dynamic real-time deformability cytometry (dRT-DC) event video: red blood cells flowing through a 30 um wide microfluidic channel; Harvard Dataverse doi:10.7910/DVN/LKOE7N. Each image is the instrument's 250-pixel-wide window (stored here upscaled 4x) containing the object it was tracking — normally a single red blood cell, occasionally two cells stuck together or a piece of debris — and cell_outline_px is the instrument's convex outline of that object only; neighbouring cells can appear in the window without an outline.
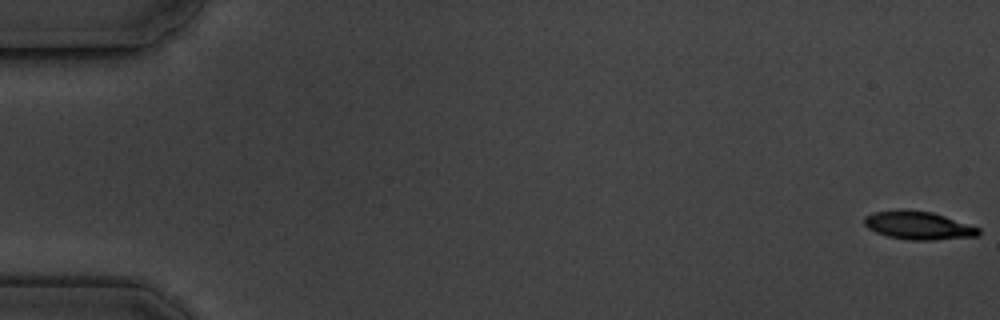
{"species": "common noctule bat (a hibernating species)", "species_latin": "Nyctalus noctula", "temperature_condition": "cold", "stored_images_in_passage": 5, "camera_frame_rate_fps": 3000, "um_per_image_px": 0.085, "animal": {"sex": "male", "body_mass_g": 19.5, "forearm_length_mm": 54.6}, "frame": {"image": 1, "passage_image": 1, "time_ms": 0.0, "image_size_px": [1000, 320], "cell_outline_px": [[980, 236], [932, 240], [908, 240], [888, 236], [876, 232], [868, 228], [864, 224], [864, 216], [872, 212], [900, 208], [932, 212], [980, 228]], "centroid_in_image_um": [78.03, 19.15], "position_along_channel_um": 7.0, "area_um2": 18.96}}
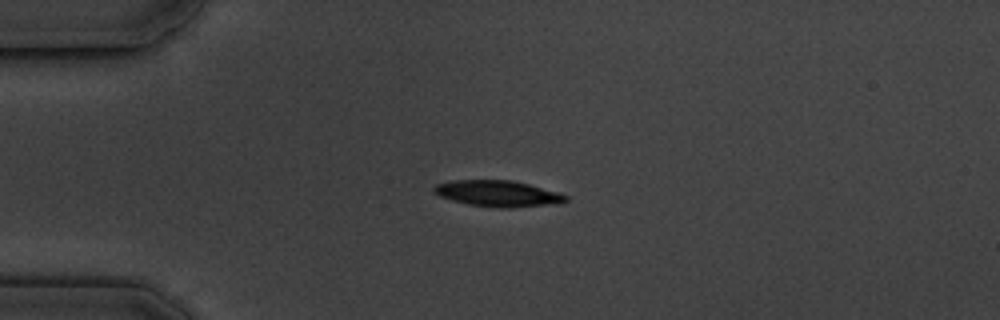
{"frame": {"image": 2, "passage_image": 5, "time_ms": 4.667, "image_size_px": [1000, 320], "cell_outline_px": [[568, 200], [560, 204], [512, 208], [500, 208], [468, 204], [452, 200], [440, 196], [432, 192], [432, 188], [436, 184], [452, 180], [512, 180], [528, 184], [556, 192], [568, 196]], "centroid_in_image_um": [42.32, 16.46], "position_along_channel_um": 42.7, "area_um2": 20.17}}